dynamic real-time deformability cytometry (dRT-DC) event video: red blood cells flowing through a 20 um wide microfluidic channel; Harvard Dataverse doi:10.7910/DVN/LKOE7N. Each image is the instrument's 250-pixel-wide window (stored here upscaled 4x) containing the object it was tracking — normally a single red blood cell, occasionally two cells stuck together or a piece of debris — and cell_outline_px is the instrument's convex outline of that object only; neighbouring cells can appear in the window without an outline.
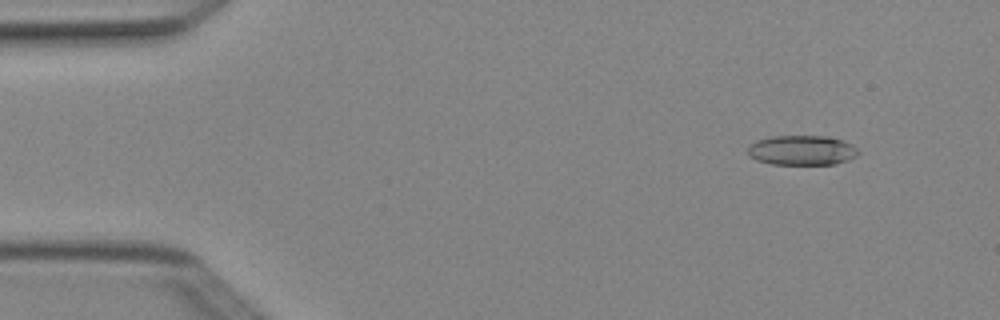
{"species": "Egyptian fruit bat (a non-hibernating species)", "species_latin": "Rousettus aegyptiacus", "temperature_condition": "cold", "stored_images_in_passage": 4, "camera_frame_rate_fps": 3000, "um_per_image_px": 0.085, "animal": {"sex": "female"}, "frame": {"image": 1, "passage_image": 1, "time_ms": 0.0, "image_size_px": [1000, 320], "cell_outline_px": [[860, 152], [856, 156], [848, 160], [836, 164], [772, 164], [756, 160], [748, 152], [748, 144], [756, 140], [772, 136], [824, 136], [840, 140], [852, 144]], "centroid_in_image_um": [68.15, 12.77], "position_along_channel_um": 16.9, "area_um2": 19.13}}
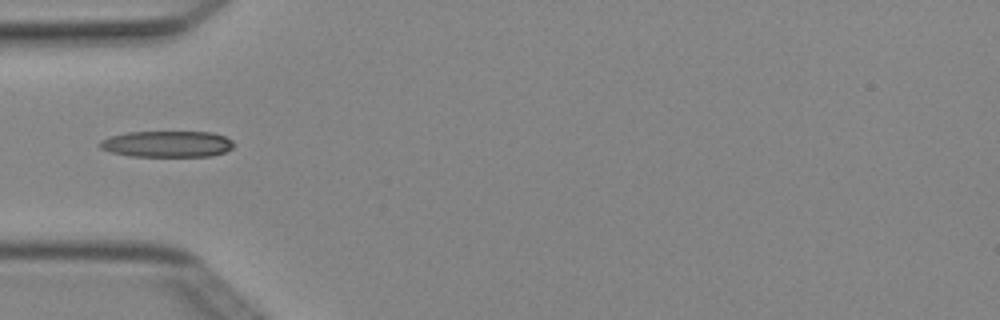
{"frame": {"image": 2, "passage_image": 4, "time_ms": 1.0, "image_size_px": [1000, 320], "cell_outline_px": [[236, 144], [232, 148], [224, 152], [212, 156], [132, 156], [112, 152], [100, 148], [96, 144], [100, 140], [108, 136], [128, 132], [212, 132], [224, 136], [232, 140]], "centroid_in_image_um": [14.19, 12.23], "position_along_channel_um": 70.8, "area_um2": 20.63}}